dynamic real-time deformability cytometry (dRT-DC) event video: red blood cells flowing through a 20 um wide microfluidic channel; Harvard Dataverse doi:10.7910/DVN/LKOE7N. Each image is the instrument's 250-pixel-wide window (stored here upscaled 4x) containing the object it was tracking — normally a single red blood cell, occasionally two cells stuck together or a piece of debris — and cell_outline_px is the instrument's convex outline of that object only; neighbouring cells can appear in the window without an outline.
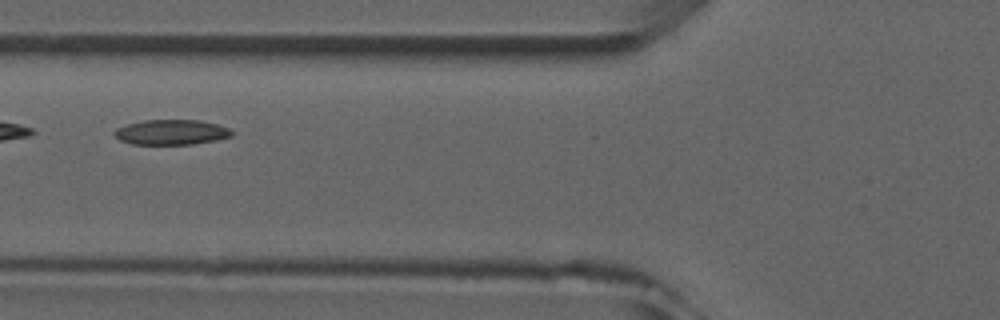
{"species": "common noctule bat (a hibernating species)", "species_latin": "Nyctalus noctula", "temperature_condition": "room temperature", "stored_images_in_passage": 4, "camera_frame_rate_fps": 3000, "um_per_image_px": 0.085, "animal": {"sex": "male", "forearm_length_mm": 52.5}, "frame": {"image": 1, "passage_image": 3, "time_ms": 2.333, "image_size_px": [1000, 320], "cell_outline_px": [[232, 136], [216, 140], [192, 144], [132, 144], [120, 140], [112, 132], [116, 128], [128, 124], [144, 120], [200, 120], [216, 124], [228, 128], [232, 132]], "centroid_in_image_um": [14.55, 11.23], "position_along_channel_um": 111.3, "area_um2": 17.05}}
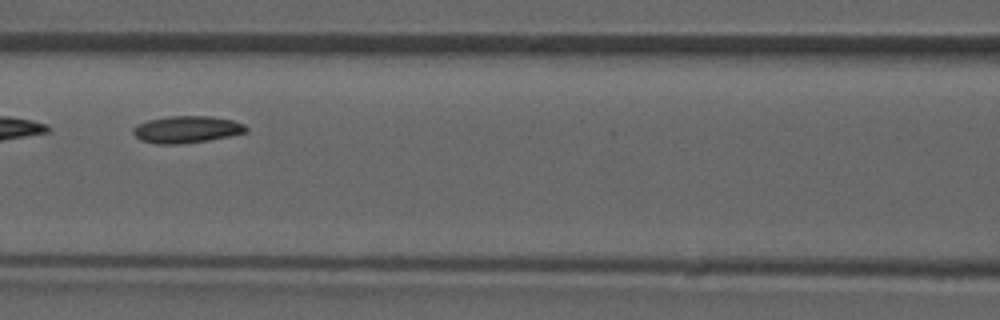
{"frame": {"image": 2, "passage_image": 4, "time_ms": 3.333, "image_size_px": [1000, 320], "cell_outline_px": [[248, 132], [208, 140], [180, 144], [156, 144], [140, 140], [132, 132], [132, 128], [136, 124], [148, 120], [168, 116], [212, 116], [232, 120], [244, 124], [248, 128]], "centroid_in_image_um": [15.85, 11.0], "position_along_channel_um": 150.8, "area_um2": 17.86}}